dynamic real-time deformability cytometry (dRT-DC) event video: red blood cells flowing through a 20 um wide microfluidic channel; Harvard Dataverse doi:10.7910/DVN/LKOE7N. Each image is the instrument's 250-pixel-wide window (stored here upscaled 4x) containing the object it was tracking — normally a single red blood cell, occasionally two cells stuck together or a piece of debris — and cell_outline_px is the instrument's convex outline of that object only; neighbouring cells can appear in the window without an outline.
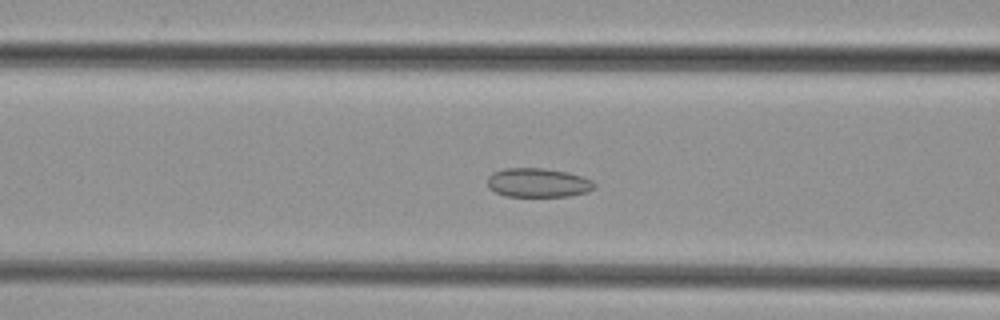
{"species": "common noctule bat (a hibernating species)", "species_latin": "Nyctalus noctula", "temperature_condition": "cold", "stored_images_in_passage": 48, "camera_frame_rate_fps": 3000, "um_per_image_px": 0.085, "animal": {"sex": "female", "body_mass_g": 29.2, "forearm_length_mm": 56.3}, "frame": {"image": 1, "passage_image": 18, "time_ms": 5.667, "image_size_px": [1000, 320], "cell_outline_px": [[596, 184], [588, 192], [572, 196], [504, 196], [488, 188], [488, 176], [492, 172], [504, 168], [544, 168], [568, 172], [592, 180]], "centroid_in_image_um": [45.71, 15.53], "position_along_channel_um": 120.9, "area_um2": 18.21}}
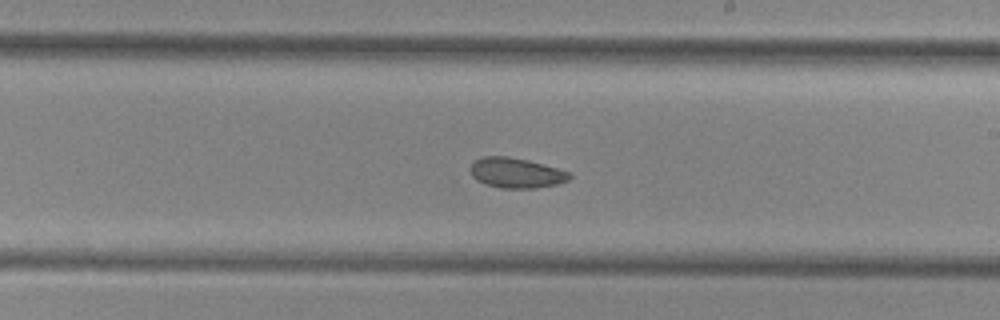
{"frame": {"image": 2, "passage_image": 27, "time_ms": 8.667, "image_size_px": [1000, 320], "cell_outline_px": [[572, 176], [568, 180], [556, 184], [536, 188], [500, 188], [484, 184], [476, 180], [472, 176], [468, 168], [472, 160], [484, 156], [508, 156], [528, 160], [556, 168], [568, 172]], "centroid_in_image_um": [43.79, 14.69], "position_along_channel_um": 245.2, "area_um2": 17.57}}
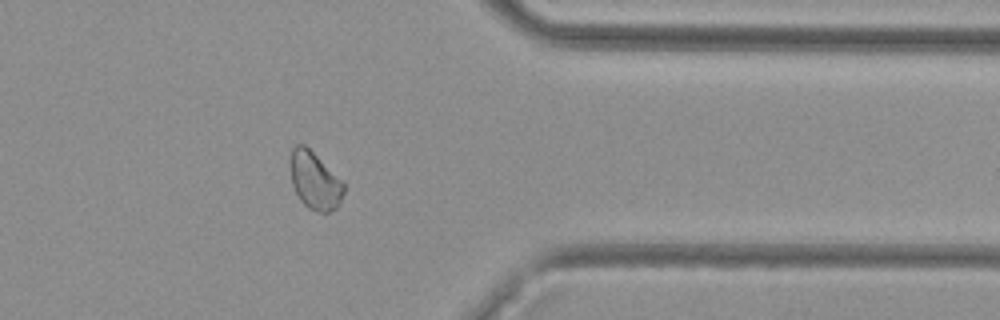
{"frame": {"image": 3, "passage_image": 38, "time_ms": 12.333, "image_size_px": [1000, 320], "cell_outline_px": [[344, 192], [336, 208], [328, 212], [320, 212], [308, 208], [300, 200], [292, 184], [288, 164], [292, 148], [296, 144], [304, 144], [344, 184]], "centroid_in_image_um": [26.69, 15.35], "position_along_channel_um": 384.7, "area_um2": 17.63}}